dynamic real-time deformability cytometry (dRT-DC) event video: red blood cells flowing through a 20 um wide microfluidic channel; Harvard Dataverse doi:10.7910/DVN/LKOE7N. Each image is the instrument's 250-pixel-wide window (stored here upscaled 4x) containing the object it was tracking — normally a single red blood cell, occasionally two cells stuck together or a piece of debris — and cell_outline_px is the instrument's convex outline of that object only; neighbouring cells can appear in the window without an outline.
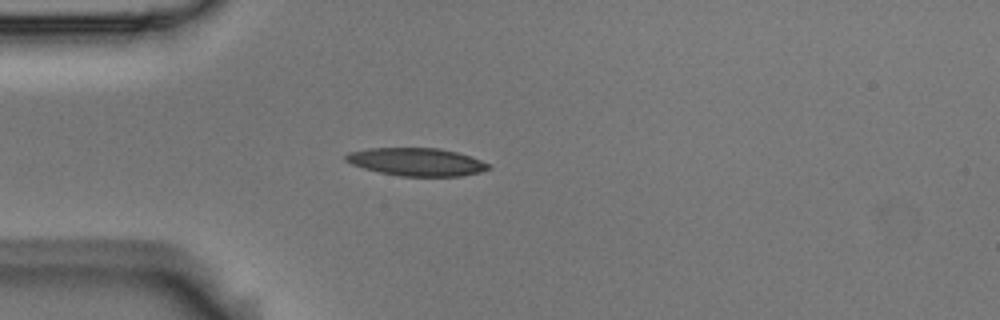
{"species": "Egyptian fruit bat (a non-hibernating species)", "species_latin": "Rousettus aegyptiacus", "temperature_condition": "room temperature", "stored_images_in_passage": 3, "camera_frame_rate_fps": 3000, "um_per_image_px": 0.085, "animal": {"sex": "male"}, "frame": {"image": 1, "passage_image": 3, "time_ms": 0.667, "image_size_px": [1000, 320], "cell_outline_px": [[492, 168], [480, 172], [460, 176], [400, 176], [380, 172], [364, 168], [352, 164], [344, 160], [344, 156], [348, 152], [368, 148], [440, 148], [456, 152], [492, 164]], "centroid_in_image_um": [35.41, 13.76], "position_along_channel_um": 49.6, "area_um2": 23.18}}